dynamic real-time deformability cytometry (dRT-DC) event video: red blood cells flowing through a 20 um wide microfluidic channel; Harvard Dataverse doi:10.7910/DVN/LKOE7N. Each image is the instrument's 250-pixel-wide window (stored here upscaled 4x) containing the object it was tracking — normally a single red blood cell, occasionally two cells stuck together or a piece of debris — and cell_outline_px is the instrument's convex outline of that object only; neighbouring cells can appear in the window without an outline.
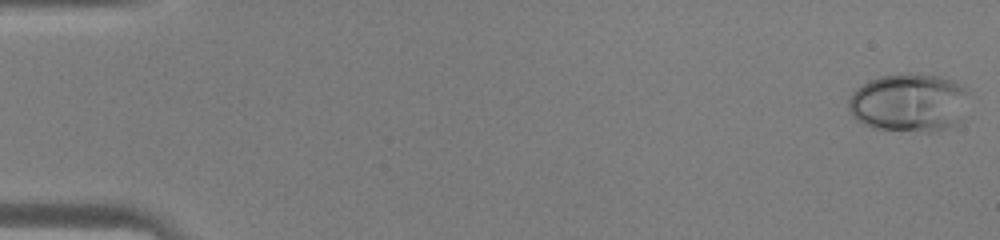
{"species": "human", "species_latin": "Homo sapiens", "temperature_condition": "warm", "stored_images_in_passage": 43, "camera_frame_rate_fps": 3000, "um_per_image_px": 0.085, "donor": {"sex": "male"}, "frame": {"image": 1, "passage_image": 1, "time_ms": 0.0, "image_size_px": [1000, 240], "cell_outline_px": [[968, 92], [956, 124], [932, 132], [872, 128], [856, 120], [852, 116], [848, 108], [848, 100], [852, 92], [856, 88], [868, 80], [880, 76], [908, 72], [912, 72], [940, 76], [956, 80], [964, 84], [968, 88]], "centroid_in_image_um": [77.22, 8.68], "position_along_channel_um": 7.8, "area_um2": 41.21}}
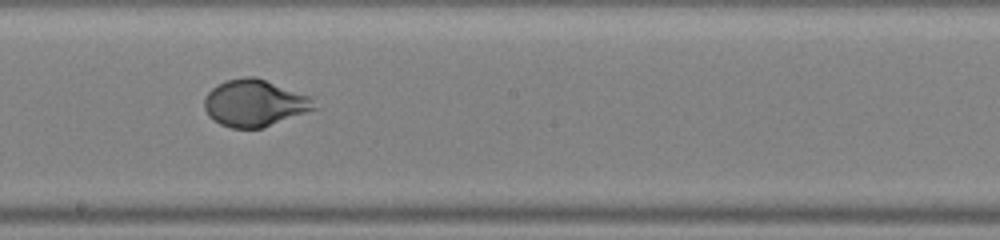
{"frame": {"image": 2, "passage_image": 26, "time_ms": 8.333, "image_size_px": [1000, 240], "cell_outline_px": [[316, 108], [260, 128], [232, 128], [220, 124], [208, 116], [204, 108], [204, 100], [208, 92], [212, 88], [228, 80], [244, 76], [252, 76], [312, 96]], "centroid_in_image_um": [21.61, 8.76], "position_along_channel_um": 226.6, "area_um2": 29.48}}
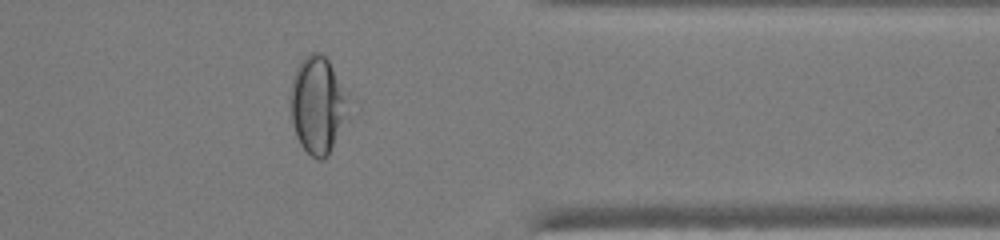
{"frame": {"image": 3, "passage_image": 37, "time_ms": 12.0, "image_size_px": [1000, 240], "cell_outline_px": [[356, 100], [328, 156], [324, 160], [320, 160], [312, 156], [300, 144], [296, 136], [292, 120], [288, 96], [292, 76], [300, 60], [308, 52], [320, 52], [328, 60]], "centroid_in_image_um": [27.06, 8.87], "position_along_channel_um": 384.3, "area_um2": 34.51}}